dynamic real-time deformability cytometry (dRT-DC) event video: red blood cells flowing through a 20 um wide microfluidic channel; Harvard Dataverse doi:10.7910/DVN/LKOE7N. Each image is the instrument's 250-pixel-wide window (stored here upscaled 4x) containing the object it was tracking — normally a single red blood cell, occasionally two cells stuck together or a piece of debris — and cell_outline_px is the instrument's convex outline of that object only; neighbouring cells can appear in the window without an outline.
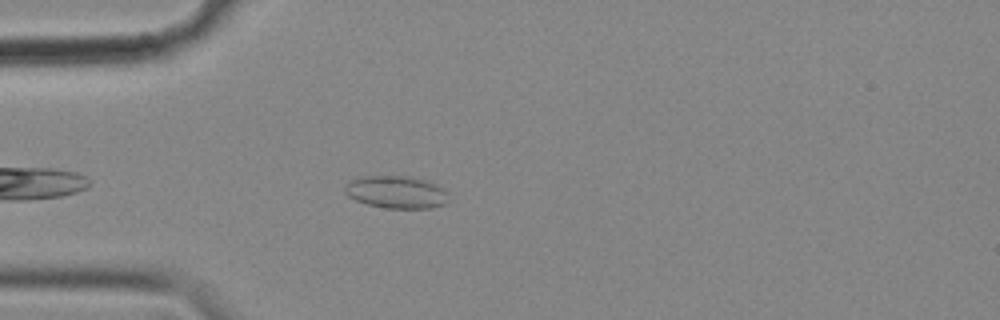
{"species": "common noctule bat (a hibernating species)", "species_latin": "Nyctalus noctula", "temperature_condition": "cold", "stored_images_in_passage": 9, "camera_frame_rate_fps": 3000, "um_per_image_px": 0.085, "animal": {"sex": "female", "body_mass_g": 18.4}, "frame": {"image": 1, "passage_image": 5, "time_ms": 1.333, "image_size_px": [1000, 320], "cell_outline_px": [[448, 200], [444, 204], [432, 208], [384, 208], [368, 204], [356, 200], [348, 196], [344, 192], [344, 188], [352, 180], [364, 176], [412, 176], [428, 180], [440, 188], [444, 192]], "centroid_in_image_um": [33.67, 16.33], "position_along_channel_um": 51.3, "area_um2": 19.42}}